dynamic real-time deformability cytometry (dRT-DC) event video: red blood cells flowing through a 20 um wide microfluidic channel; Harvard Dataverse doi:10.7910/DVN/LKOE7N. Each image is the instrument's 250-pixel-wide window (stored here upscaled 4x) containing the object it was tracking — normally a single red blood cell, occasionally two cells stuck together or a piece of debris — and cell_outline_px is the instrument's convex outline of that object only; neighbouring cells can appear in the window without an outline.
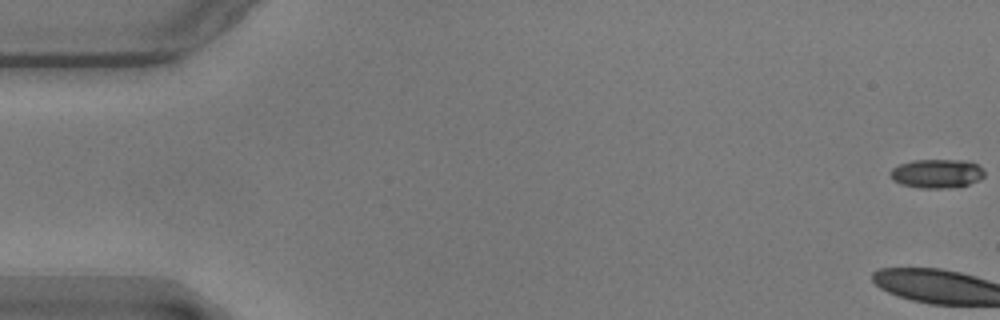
{"species": "common noctule bat (a hibernating species)", "species_latin": "Nyctalus noctula", "temperature_condition": "warm", "stored_images_in_passage": 9, "camera_frame_rate_fps": 3000, "um_per_image_px": 0.085, "animal": {"sex": "male", "body_mass_g": 17.9}, "frame": {"image": 1, "passage_image": 1, "time_ms": 0.0, "image_size_px": [1000, 320], "cell_outline_px": [[984, 176], [980, 180], [968, 184], [948, 188], [920, 188], [900, 184], [892, 180], [888, 172], [892, 168], [900, 164], [912, 160], [964, 160], [976, 164], [984, 172]], "centroid_in_image_um": [79.58, 14.75], "position_along_channel_um": 5.4, "area_um2": 15.9}}